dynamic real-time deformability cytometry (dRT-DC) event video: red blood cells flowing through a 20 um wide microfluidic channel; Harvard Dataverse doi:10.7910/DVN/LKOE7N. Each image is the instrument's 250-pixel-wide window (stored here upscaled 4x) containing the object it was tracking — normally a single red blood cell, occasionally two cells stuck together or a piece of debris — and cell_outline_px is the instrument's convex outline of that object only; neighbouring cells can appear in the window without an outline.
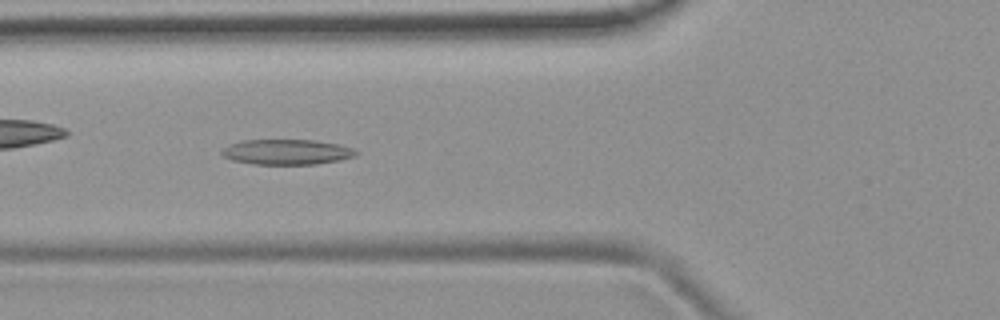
{"species": "common noctule bat (a hibernating species)", "species_latin": "Nyctalus noctula", "temperature_condition": "room temperature", "stored_images_in_passage": 6, "camera_frame_rate_fps": 3000, "um_per_image_px": 0.085, "animal": {"sex": "female", "body_mass_g": 19.9}, "frame": {"image": 1, "passage_image": 4, "time_ms": 3.333, "image_size_px": [1000, 320], "cell_outline_px": [[360, 152], [356, 156], [340, 160], [316, 164], [256, 164], [232, 160], [224, 156], [220, 152], [228, 144], [244, 140], [312, 140], [340, 144], [352, 148]], "centroid_in_image_um": [24.41, 12.91], "position_along_channel_um": 101.4, "area_um2": 19.77}}
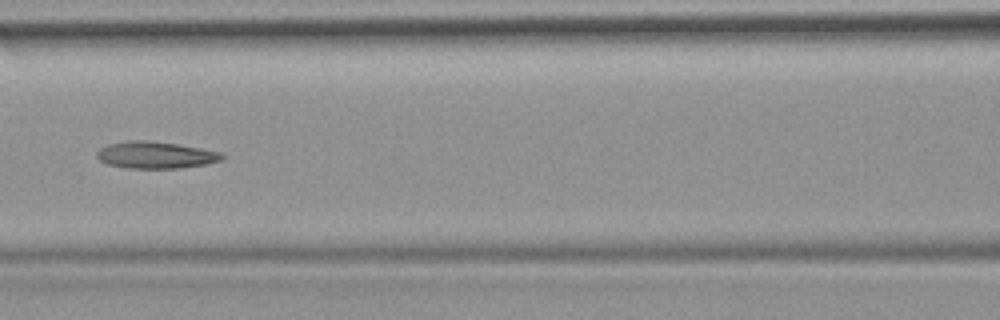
{"frame": {"image": 2, "passage_image": 5, "time_ms": 4.667, "image_size_px": [1000, 320], "cell_outline_px": [[224, 160], [208, 164], [180, 168], [128, 168], [108, 164], [100, 160], [96, 156], [96, 152], [100, 148], [108, 144], [128, 140], [144, 140], [176, 144], [200, 148], [220, 152], [224, 156]], "centroid_in_image_um": [13.23, 13.18], "position_along_channel_um": 153.4, "area_um2": 19.59}}
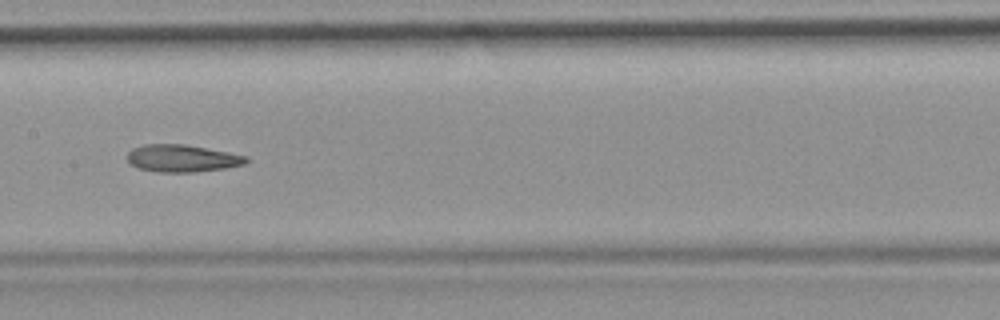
{"frame": {"image": 3, "passage_image": 6, "time_ms": 5.667, "image_size_px": [1000, 320], "cell_outline_px": [[248, 160], [244, 164], [224, 168], [192, 172], [156, 172], [140, 168], [132, 164], [128, 160], [128, 152], [132, 148], [144, 144], [184, 144], [228, 152], [248, 156]], "centroid_in_image_um": [15.48, 13.45], "position_along_channel_um": 191.9, "area_um2": 18.73}}